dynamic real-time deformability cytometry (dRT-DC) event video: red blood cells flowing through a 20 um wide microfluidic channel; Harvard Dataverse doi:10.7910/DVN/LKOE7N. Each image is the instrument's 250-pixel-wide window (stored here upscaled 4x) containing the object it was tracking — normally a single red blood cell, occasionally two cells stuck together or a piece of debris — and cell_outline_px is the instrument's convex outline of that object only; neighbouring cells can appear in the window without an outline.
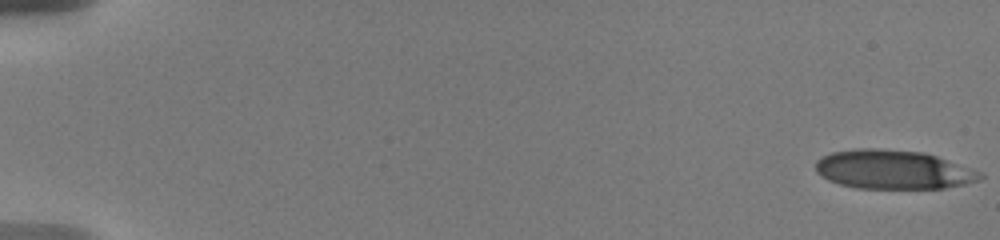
{"species": "human", "species_latin": "Homo sapiens", "temperature_condition": "warm", "stored_images_in_passage": 41, "camera_frame_rate_fps": 3000, "um_per_image_px": 0.085, "donor": {"sex": "male"}, "frame": {"image": 1, "passage_image": 1, "time_ms": 0.0, "image_size_px": [1000, 240], "cell_outline_px": [[984, 176], [976, 180], [964, 184], [944, 188], [856, 188], [840, 184], [828, 180], [820, 176], [816, 172], [816, 160], [820, 156], [832, 152], [856, 148], [880, 148], [924, 152], [936, 156], [980, 172]], "centroid_in_image_um": [75.84, 14.4], "position_along_channel_um": 9.2, "area_um2": 37.28}}
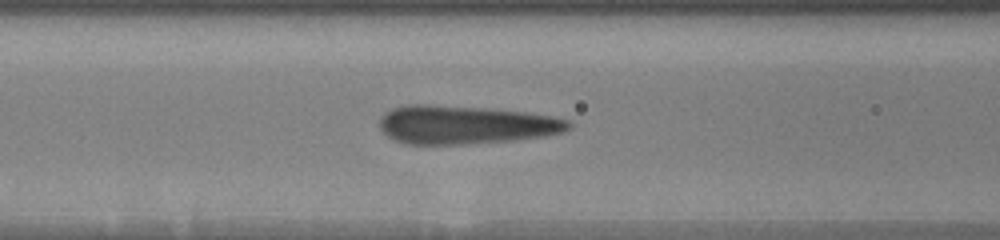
{"frame": {"image": 2, "passage_image": 32, "time_ms": 8.0, "image_size_px": [1000, 240], "cell_outline_px": [[572, 128], [560, 132], [544, 136], [512, 140], [464, 144], [404, 144], [388, 136], [380, 128], [380, 116], [384, 112], [392, 108], [408, 104], [432, 104], [484, 108], [524, 112], [552, 116], [568, 120], [572, 124]], "centroid_in_image_um": [39.52, 10.6], "position_along_channel_um": 127.1, "area_um2": 42.37}}
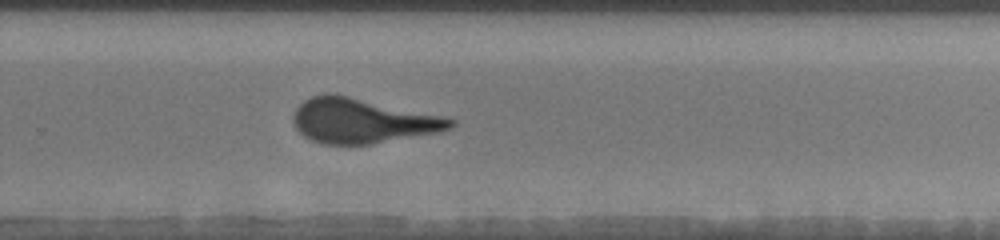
{"frame": {"image": 3, "passage_image": 41, "time_ms": 12.667, "image_size_px": [1000, 240], "cell_outline_px": [[456, 124], [452, 128], [436, 132], [372, 144], [324, 144], [312, 140], [304, 136], [296, 128], [292, 120], [292, 112], [304, 100], [312, 96], [324, 92], [332, 92], [448, 116], [456, 120]], "centroid_in_image_um": [30.8, 10.23], "position_along_channel_um": 299.0, "area_um2": 41.62}}